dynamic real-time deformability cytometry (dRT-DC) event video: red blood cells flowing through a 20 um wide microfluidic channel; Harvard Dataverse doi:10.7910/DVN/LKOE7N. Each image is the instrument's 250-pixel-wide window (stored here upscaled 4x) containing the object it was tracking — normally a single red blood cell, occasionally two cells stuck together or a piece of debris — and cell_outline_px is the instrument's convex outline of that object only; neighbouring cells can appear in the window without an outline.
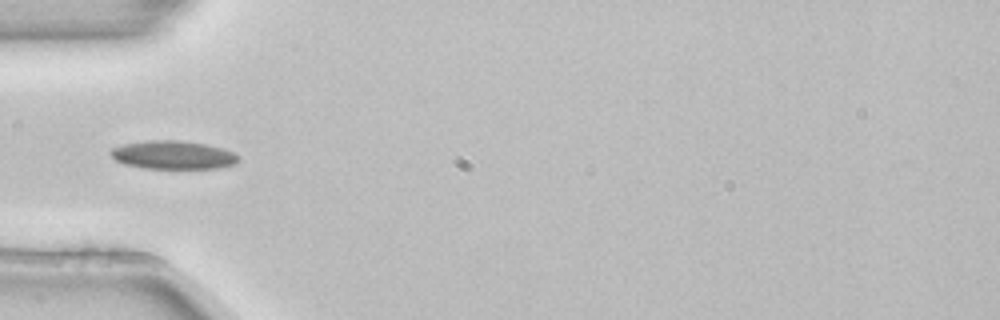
{"species": "common noctule bat (a hibernating species)", "species_latin": "Nyctalus noctula", "temperature_condition": "room temperature", "stored_images_in_passage": 4, "camera_frame_rate_fps": 3000, "um_per_image_px": 0.085, "animal": {"sex": "female", "body_mass_g": 22.7, "forearm_length_mm": 54.2}, "frame": {"image": 1, "passage_image": 4, "time_ms": 1.0, "image_size_px": [1000, 320], "cell_outline_px": [[240, 160], [236, 164], [216, 168], [144, 168], [124, 164], [116, 160], [108, 152], [112, 148], [124, 144], [148, 140], [180, 140], [204, 144], [224, 148], [240, 156]], "centroid_in_image_um": [14.73, 13.17], "position_along_channel_um": 70.3, "area_um2": 21.15}}